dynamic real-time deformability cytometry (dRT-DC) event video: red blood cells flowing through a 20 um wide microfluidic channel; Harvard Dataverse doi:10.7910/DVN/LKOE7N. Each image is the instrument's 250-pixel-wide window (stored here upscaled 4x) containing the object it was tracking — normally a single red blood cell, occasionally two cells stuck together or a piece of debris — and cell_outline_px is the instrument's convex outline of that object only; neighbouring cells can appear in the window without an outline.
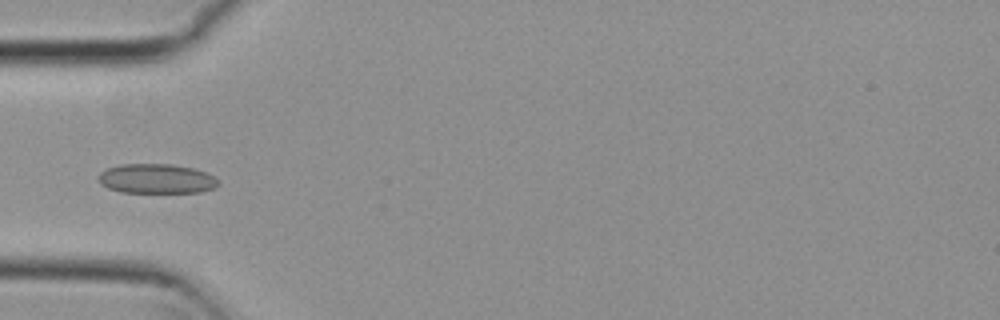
{"species": "common noctule bat (a hibernating species)", "species_latin": "Nyctalus noctula", "temperature_condition": "cold", "stored_images_in_passage": 8, "camera_frame_rate_fps": 3000, "um_per_image_px": 0.085, "animal": {"sex": "female", "body_mass_g": 29.2, "forearm_length_mm": 56.3}, "frame": {"image": 1, "passage_image": 5, "time_ms": 1.333, "image_size_px": [1000, 320], "cell_outline_px": [[220, 184], [212, 188], [200, 192], [120, 192], [108, 188], [100, 184], [96, 176], [100, 172], [108, 168], [120, 164], [172, 164], [192, 168], [204, 172], [220, 180]], "centroid_in_image_um": [13.26, 15.19], "position_along_channel_um": 71.7, "area_um2": 20.69}}
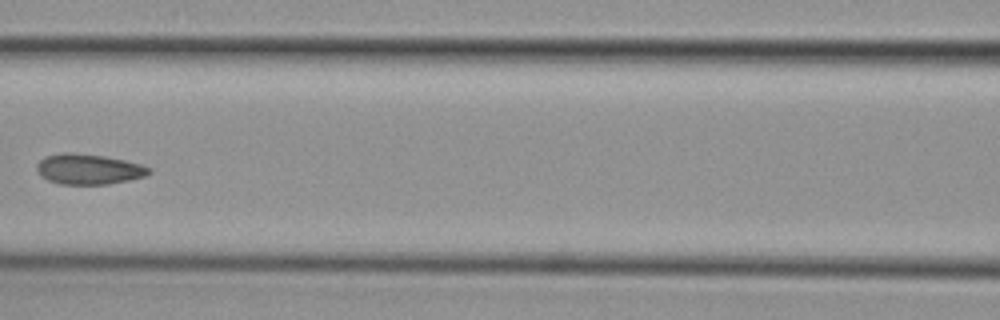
{"frame": {"image": 2, "passage_image": 7, "time_ms": 2.0, "image_size_px": [1000, 320], "cell_outline_px": [[152, 172], [148, 176], [108, 184], [60, 184], [48, 180], [40, 176], [36, 172], [36, 164], [44, 156], [64, 152], [72, 152], [104, 156], [124, 160], [140, 164], [152, 168]], "centroid_in_image_um": [7.52, 14.37], "position_along_channel_um": 159.1, "area_um2": 20.11}}
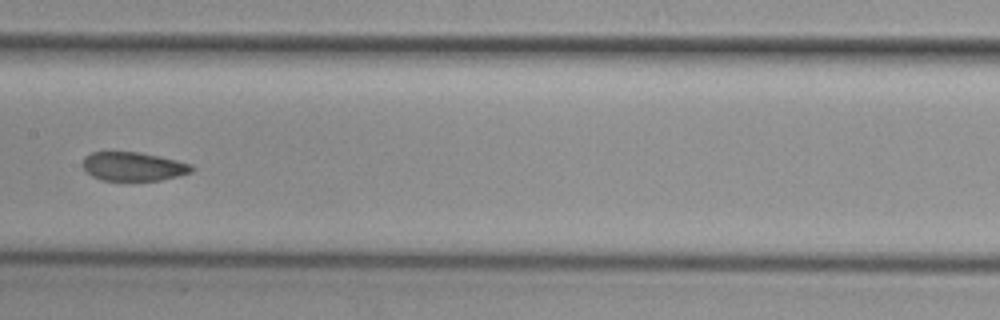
{"frame": {"image": 3, "passage_image": 8, "time_ms": 2.333, "image_size_px": [1000, 320], "cell_outline_px": [[196, 168], [192, 172], [160, 180], [100, 180], [92, 176], [84, 168], [84, 156], [92, 152], [140, 152], [176, 160], [192, 164]], "centroid_in_image_um": [11.35, 14.14], "position_along_channel_um": 196.0, "area_um2": 18.15}}